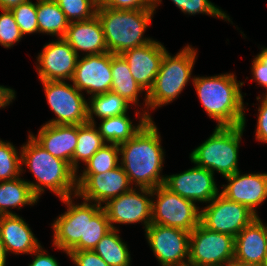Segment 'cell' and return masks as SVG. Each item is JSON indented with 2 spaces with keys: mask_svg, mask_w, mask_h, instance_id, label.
Masks as SVG:
<instances>
[{
  "mask_svg": "<svg viewBox=\"0 0 267 266\" xmlns=\"http://www.w3.org/2000/svg\"><path fill=\"white\" fill-rule=\"evenodd\" d=\"M195 58L196 51L189 45L173 57L166 52L145 105L155 109L173 101L190 79Z\"/></svg>",
  "mask_w": 267,
  "mask_h": 266,
  "instance_id": "6",
  "label": "cell"
},
{
  "mask_svg": "<svg viewBox=\"0 0 267 266\" xmlns=\"http://www.w3.org/2000/svg\"><path fill=\"white\" fill-rule=\"evenodd\" d=\"M245 124L240 126H216L214 133L190 154L197 166L223 177L238 170V148Z\"/></svg>",
  "mask_w": 267,
  "mask_h": 266,
  "instance_id": "5",
  "label": "cell"
},
{
  "mask_svg": "<svg viewBox=\"0 0 267 266\" xmlns=\"http://www.w3.org/2000/svg\"><path fill=\"white\" fill-rule=\"evenodd\" d=\"M46 98L57 118L47 124L80 125L88 122V103L74 85L65 81H42Z\"/></svg>",
  "mask_w": 267,
  "mask_h": 266,
  "instance_id": "11",
  "label": "cell"
},
{
  "mask_svg": "<svg viewBox=\"0 0 267 266\" xmlns=\"http://www.w3.org/2000/svg\"><path fill=\"white\" fill-rule=\"evenodd\" d=\"M22 35L38 32L37 3L30 0L11 9Z\"/></svg>",
  "mask_w": 267,
  "mask_h": 266,
  "instance_id": "34",
  "label": "cell"
},
{
  "mask_svg": "<svg viewBox=\"0 0 267 266\" xmlns=\"http://www.w3.org/2000/svg\"><path fill=\"white\" fill-rule=\"evenodd\" d=\"M68 256H70L76 266H109L93 250L70 251Z\"/></svg>",
  "mask_w": 267,
  "mask_h": 266,
  "instance_id": "39",
  "label": "cell"
},
{
  "mask_svg": "<svg viewBox=\"0 0 267 266\" xmlns=\"http://www.w3.org/2000/svg\"><path fill=\"white\" fill-rule=\"evenodd\" d=\"M111 92L120 95L127 103L138 102V94L142 89L132 77L130 68L121 54H112Z\"/></svg>",
  "mask_w": 267,
  "mask_h": 266,
  "instance_id": "26",
  "label": "cell"
},
{
  "mask_svg": "<svg viewBox=\"0 0 267 266\" xmlns=\"http://www.w3.org/2000/svg\"><path fill=\"white\" fill-rule=\"evenodd\" d=\"M175 5L182 10L184 13H188L191 15L197 13H204L211 16H216L217 18H224L228 21L230 20L229 16L226 15L225 12L221 11V9L214 6L209 0H172ZM161 0H153V7L156 8L157 4L160 3ZM157 3V4H156Z\"/></svg>",
  "mask_w": 267,
  "mask_h": 266,
  "instance_id": "35",
  "label": "cell"
},
{
  "mask_svg": "<svg viewBox=\"0 0 267 266\" xmlns=\"http://www.w3.org/2000/svg\"><path fill=\"white\" fill-rule=\"evenodd\" d=\"M15 147L9 142L0 140V181L13 180L19 177L21 157H18Z\"/></svg>",
  "mask_w": 267,
  "mask_h": 266,
  "instance_id": "33",
  "label": "cell"
},
{
  "mask_svg": "<svg viewBox=\"0 0 267 266\" xmlns=\"http://www.w3.org/2000/svg\"><path fill=\"white\" fill-rule=\"evenodd\" d=\"M139 189L142 195L136 192L135 189H131L118 197L109 199L105 206H103L111 228L116 229V227L113 226L114 223L132 224L143 221L145 230L151 225L153 200H150V198L148 199L145 195L149 197L153 196L152 189Z\"/></svg>",
  "mask_w": 267,
  "mask_h": 266,
  "instance_id": "13",
  "label": "cell"
},
{
  "mask_svg": "<svg viewBox=\"0 0 267 266\" xmlns=\"http://www.w3.org/2000/svg\"><path fill=\"white\" fill-rule=\"evenodd\" d=\"M142 115L140 124L137 127L132 125L126 113L102 119V123L98 129L99 133L104 141L119 145L133 138L152 119L148 112H144Z\"/></svg>",
  "mask_w": 267,
  "mask_h": 266,
  "instance_id": "24",
  "label": "cell"
},
{
  "mask_svg": "<svg viewBox=\"0 0 267 266\" xmlns=\"http://www.w3.org/2000/svg\"><path fill=\"white\" fill-rule=\"evenodd\" d=\"M39 198L33 193L28 182L16 178L8 181H0V216L14 215L8 210L9 207H19L32 205Z\"/></svg>",
  "mask_w": 267,
  "mask_h": 266,
  "instance_id": "25",
  "label": "cell"
},
{
  "mask_svg": "<svg viewBox=\"0 0 267 266\" xmlns=\"http://www.w3.org/2000/svg\"><path fill=\"white\" fill-rule=\"evenodd\" d=\"M193 84L209 117L218 121L217 126L245 124L243 96L234 74L212 77H194Z\"/></svg>",
  "mask_w": 267,
  "mask_h": 266,
  "instance_id": "2",
  "label": "cell"
},
{
  "mask_svg": "<svg viewBox=\"0 0 267 266\" xmlns=\"http://www.w3.org/2000/svg\"><path fill=\"white\" fill-rule=\"evenodd\" d=\"M112 53L85 55L77 61L71 81L79 90H86L92 96L111 91Z\"/></svg>",
  "mask_w": 267,
  "mask_h": 266,
  "instance_id": "15",
  "label": "cell"
},
{
  "mask_svg": "<svg viewBox=\"0 0 267 266\" xmlns=\"http://www.w3.org/2000/svg\"><path fill=\"white\" fill-rule=\"evenodd\" d=\"M160 141L157 127L150 119L133 138L119 144L121 166L131 184L136 182L135 186L148 189L164 185L165 177L159 175L164 157Z\"/></svg>",
  "mask_w": 267,
  "mask_h": 266,
  "instance_id": "1",
  "label": "cell"
},
{
  "mask_svg": "<svg viewBox=\"0 0 267 266\" xmlns=\"http://www.w3.org/2000/svg\"><path fill=\"white\" fill-rule=\"evenodd\" d=\"M0 237L6 253H33L40 243L28 224L16 214L0 216Z\"/></svg>",
  "mask_w": 267,
  "mask_h": 266,
  "instance_id": "23",
  "label": "cell"
},
{
  "mask_svg": "<svg viewBox=\"0 0 267 266\" xmlns=\"http://www.w3.org/2000/svg\"><path fill=\"white\" fill-rule=\"evenodd\" d=\"M63 39L77 55L79 50L87 52L86 55L108 52L103 27L97 15L86 21L71 22Z\"/></svg>",
  "mask_w": 267,
  "mask_h": 266,
  "instance_id": "22",
  "label": "cell"
},
{
  "mask_svg": "<svg viewBox=\"0 0 267 266\" xmlns=\"http://www.w3.org/2000/svg\"><path fill=\"white\" fill-rule=\"evenodd\" d=\"M34 253L36 254V258L29 266H59L56 259L52 256L45 255L46 251L42 250L41 245L32 254Z\"/></svg>",
  "mask_w": 267,
  "mask_h": 266,
  "instance_id": "42",
  "label": "cell"
},
{
  "mask_svg": "<svg viewBox=\"0 0 267 266\" xmlns=\"http://www.w3.org/2000/svg\"><path fill=\"white\" fill-rule=\"evenodd\" d=\"M261 106L259 107V116L256 128L257 140L267 143V94L263 98Z\"/></svg>",
  "mask_w": 267,
  "mask_h": 266,
  "instance_id": "41",
  "label": "cell"
},
{
  "mask_svg": "<svg viewBox=\"0 0 267 266\" xmlns=\"http://www.w3.org/2000/svg\"><path fill=\"white\" fill-rule=\"evenodd\" d=\"M213 173L195 166L183 173L165 177L164 186L171 192L193 202H211L219 195Z\"/></svg>",
  "mask_w": 267,
  "mask_h": 266,
  "instance_id": "16",
  "label": "cell"
},
{
  "mask_svg": "<svg viewBox=\"0 0 267 266\" xmlns=\"http://www.w3.org/2000/svg\"><path fill=\"white\" fill-rule=\"evenodd\" d=\"M111 229L107 214L102 208L91 220H88L87 250H93Z\"/></svg>",
  "mask_w": 267,
  "mask_h": 266,
  "instance_id": "37",
  "label": "cell"
},
{
  "mask_svg": "<svg viewBox=\"0 0 267 266\" xmlns=\"http://www.w3.org/2000/svg\"><path fill=\"white\" fill-rule=\"evenodd\" d=\"M98 7L116 10L154 9L153 0H99Z\"/></svg>",
  "mask_w": 267,
  "mask_h": 266,
  "instance_id": "38",
  "label": "cell"
},
{
  "mask_svg": "<svg viewBox=\"0 0 267 266\" xmlns=\"http://www.w3.org/2000/svg\"><path fill=\"white\" fill-rule=\"evenodd\" d=\"M0 14V44L8 48L22 38L21 30L11 10L2 9Z\"/></svg>",
  "mask_w": 267,
  "mask_h": 266,
  "instance_id": "36",
  "label": "cell"
},
{
  "mask_svg": "<svg viewBox=\"0 0 267 266\" xmlns=\"http://www.w3.org/2000/svg\"><path fill=\"white\" fill-rule=\"evenodd\" d=\"M154 9L116 10L97 7L96 15L101 21L108 52H123L144 46L153 40L143 38Z\"/></svg>",
  "mask_w": 267,
  "mask_h": 266,
  "instance_id": "4",
  "label": "cell"
},
{
  "mask_svg": "<svg viewBox=\"0 0 267 266\" xmlns=\"http://www.w3.org/2000/svg\"><path fill=\"white\" fill-rule=\"evenodd\" d=\"M89 103H91L88 105V122L90 123H95L93 114L102 120L125 114L129 108L127 101L111 91L92 96Z\"/></svg>",
  "mask_w": 267,
  "mask_h": 266,
  "instance_id": "30",
  "label": "cell"
},
{
  "mask_svg": "<svg viewBox=\"0 0 267 266\" xmlns=\"http://www.w3.org/2000/svg\"><path fill=\"white\" fill-rule=\"evenodd\" d=\"M166 52V48L161 43L153 40L144 46L129 49L121 54L129 65L132 77L147 93L154 84Z\"/></svg>",
  "mask_w": 267,
  "mask_h": 266,
  "instance_id": "18",
  "label": "cell"
},
{
  "mask_svg": "<svg viewBox=\"0 0 267 266\" xmlns=\"http://www.w3.org/2000/svg\"><path fill=\"white\" fill-rule=\"evenodd\" d=\"M28 0H0V9L11 10L13 7L18 6Z\"/></svg>",
  "mask_w": 267,
  "mask_h": 266,
  "instance_id": "44",
  "label": "cell"
},
{
  "mask_svg": "<svg viewBox=\"0 0 267 266\" xmlns=\"http://www.w3.org/2000/svg\"><path fill=\"white\" fill-rule=\"evenodd\" d=\"M229 183L221 194L234 202L248 207L257 215L255 208L267 198V174H244L240 171L225 177Z\"/></svg>",
  "mask_w": 267,
  "mask_h": 266,
  "instance_id": "19",
  "label": "cell"
},
{
  "mask_svg": "<svg viewBox=\"0 0 267 266\" xmlns=\"http://www.w3.org/2000/svg\"><path fill=\"white\" fill-rule=\"evenodd\" d=\"M118 229H111L95 246L97 253L109 266H129L130 253L120 239ZM117 232V233H116Z\"/></svg>",
  "mask_w": 267,
  "mask_h": 266,
  "instance_id": "28",
  "label": "cell"
},
{
  "mask_svg": "<svg viewBox=\"0 0 267 266\" xmlns=\"http://www.w3.org/2000/svg\"><path fill=\"white\" fill-rule=\"evenodd\" d=\"M95 126V123L90 122L78 125V143L73 155V169L76 172L79 160L86 163L100 148L105 145V141Z\"/></svg>",
  "mask_w": 267,
  "mask_h": 266,
  "instance_id": "29",
  "label": "cell"
},
{
  "mask_svg": "<svg viewBox=\"0 0 267 266\" xmlns=\"http://www.w3.org/2000/svg\"><path fill=\"white\" fill-rule=\"evenodd\" d=\"M225 266H253V265H246V264L237 262L235 260H232L229 263H227Z\"/></svg>",
  "mask_w": 267,
  "mask_h": 266,
  "instance_id": "46",
  "label": "cell"
},
{
  "mask_svg": "<svg viewBox=\"0 0 267 266\" xmlns=\"http://www.w3.org/2000/svg\"><path fill=\"white\" fill-rule=\"evenodd\" d=\"M119 145L107 143L100 148L87 162L83 174H99L119 166Z\"/></svg>",
  "mask_w": 267,
  "mask_h": 266,
  "instance_id": "31",
  "label": "cell"
},
{
  "mask_svg": "<svg viewBox=\"0 0 267 266\" xmlns=\"http://www.w3.org/2000/svg\"><path fill=\"white\" fill-rule=\"evenodd\" d=\"M261 266H267V252H266V255L264 257V260Z\"/></svg>",
  "mask_w": 267,
  "mask_h": 266,
  "instance_id": "47",
  "label": "cell"
},
{
  "mask_svg": "<svg viewBox=\"0 0 267 266\" xmlns=\"http://www.w3.org/2000/svg\"><path fill=\"white\" fill-rule=\"evenodd\" d=\"M78 55L63 39L44 45V49L37 57L40 81H63L72 79Z\"/></svg>",
  "mask_w": 267,
  "mask_h": 266,
  "instance_id": "17",
  "label": "cell"
},
{
  "mask_svg": "<svg viewBox=\"0 0 267 266\" xmlns=\"http://www.w3.org/2000/svg\"><path fill=\"white\" fill-rule=\"evenodd\" d=\"M21 164L27 165L38 180V183L28 182L33 193L39 198L44 187L49 188L62 198L77 194L76 171L71 165L52 156L29 135V141L21 149Z\"/></svg>",
  "mask_w": 267,
  "mask_h": 266,
  "instance_id": "3",
  "label": "cell"
},
{
  "mask_svg": "<svg viewBox=\"0 0 267 266\" xmlns=\"http://www.w3.org/2000/svg\"><path fill=\"white\" fill-rule=\"evenodd\" d=\"M76 181V196H80L88 202L93 200L100 205L101 202L106 203L109 199L132 189L129 187L131 184L128 175L120 165L105 173L82 174L81 177L76 178Z\"/></svg>",
  "mask_w": 267,
  "mask_h": 266,
  "instance_id": "14",
  "label": "cell"
},
{
  "mask_svg": "<svg viewBox=\"0 0 267 266\" xmlns=\"http://www.w3.org/2000/svg\"><path fill=\"white\" fill-rule=\"evenodd\" d=\"M6 254L3 241L0 237V266H6Z\"/></svg>",
  "mask_w": 267,
  "mask_h": 266,
  "instance_id": "45",
  "label": "cell"
},
{
  "mask_svg": "<svg viewBox=\"0 0 267 266\" xmlns=\"http://www.w3.org/2000/svg\"><path fill=\"white\" fill-rule=\"evenodd\" d=\"M252 73L255 80L267 88V48H264L253 60Z\"/></svg>",
  "mask_w": 267,
  "mask_h": 266,
  "instance_id": "40",
  "label": "cell"
},
{
  "mask_svg": "<svg viewBox=\"0 0 267 266\" xmlns=\"http://www.w3.org/2000/svg\"><path fill=\"white\" fill-rule=\"evenodd\" d=\"M235 237L199 224L189 239L187 262L193 266H225L234 260Z\"/></svg>",
  "mask_w": 267,
  "mask_h": 266,
  "instance_id": "9",
  "label": "cell"
},
{
  "mask_svg": "<svg viewBox=\"0 0 267 266\" xmlns=\"http://www.w3.org/2000/svg\"><path fill=\"white\" fill-rule=\"evenodd\" d=\"M15 98V92L3 86H0V108L10 104Z\"/></svg>",
  "mask_w": 267,
  "mask_h": 266,
  "instance_id": "43",
  "label": "cell"
},
{
  "mask_svg": "<svg viewBox=\"0 0 267 266\" xmlns=\"http://www.w3.org/2000/svg\"><path fill=\"white\" fill-rule=\"evenodd\" d=\"M200 211V224L210 231L236 237L258 215L248 207L229 200L221 193Z\"/></svg>",
  "mask_w": 267,
  "mask_h": 266,
  "instance_id": "10",
  "label": "cell"
},
{
  "mask_svg": "<svg viewBox=\"0 0 267 266\" xmlns=\"http://www.w3.org/2000/svg\"><path fill=\"white\" fill-rule=\"evenodd\" d=\"M38 32L64 38L70 24L55 0H37Z\"/></svg>",
  "mask_w": 267,
  "mask_h": 266,
  "instance_id": "27",
  "label": "cell"
},
{
  "mask_svg": "<svg viewBox=\"0 0 267 266\" xmlns=\"http://www.w3.org/2000/svg\"><path fill=\"white\" fill-rule=\"evenodd\" d=\"M146 237L157 260L162 266L188 264L190 232L180 228L151 224L146 228Z\"/></svg>",
  "mask_w": 267,
  "mask_h": 266,
  "instance_id": "12",
  "label": "cell"
},
{
  "mask_svg": "<svg viewBox=\"0 0 267 266\" xmlns=\"http://www.w3.org/2000/svg\"><path fill=\"white\" fill-rule=\"evenodd\" d=\"M32 138L52 156L68 162L73 168V155L78 143V125L45 124Z\"/></svg>",
  "mask_w": 267,
  "mask_h": 266,
  "instance_id": "21",
  "label": "cell"
},
{
  "mask_svg": "<svg viewBox=\"0 0 267 266\" xmlns=\"http://www.w3.org/2000/svg\"><path fill=\"white\" fill-rule=\"evenodd\" d=\"M68 21H86L96 15L99 0H55ZM93 8V9H92Z\"/></svg>",
  "mask_w": 267,
  "mask_h": 266,
  "instance_id": "32",
  "label": "cell"
},
{
  "mask_svg": "<svg viewBox=\"0 0 267 266\" xmlns=\"http://www.w3.org/2000/svg\"><path fill=\"white\" fill-rule=\"evenodd\" d=\"M61 200L68 205V209L53 224L54 245L67 254L70 251L87 250L88 220L103 207L100 204L90 205L88 201L75 205L71 196Z\"/></svg>",
  "mask_w": 267,
  "mask_h": 266,
  "instance_id": "7",
  "label": "cell"
},
{
  "mask_svg": "<svg viewBox=\"0 0 267 266\" xmlns=\"http://www.w3.org/2000/svg\"><path fill=\"white\" fill-rule=\"evenodd\" d=\"M157 201H152L151 224L180 228L192 232L200 224L199 207L189 199L171 192L164 185L152 189Z\"/></svg>",
  "mask_w": 267,
  "mask_h": 266,
  "instance_id": "8",
  "label": "cell"
},
{
  "mask_svg": "<svg viewBox=\"0 0 267 266\" xmlns=\"http://www.w3.org/2000/svg\"><path fill=\"white\" fill-rule=\"evenodd\" d=\"M266 252L267 226L257 217L235 237L234 260L261 266Z\"/></svg>",
  "mask_w": 267,
  "mask_h": 266,
  "instance_id": "20",
  "label": "cell"
}]
</instances>
